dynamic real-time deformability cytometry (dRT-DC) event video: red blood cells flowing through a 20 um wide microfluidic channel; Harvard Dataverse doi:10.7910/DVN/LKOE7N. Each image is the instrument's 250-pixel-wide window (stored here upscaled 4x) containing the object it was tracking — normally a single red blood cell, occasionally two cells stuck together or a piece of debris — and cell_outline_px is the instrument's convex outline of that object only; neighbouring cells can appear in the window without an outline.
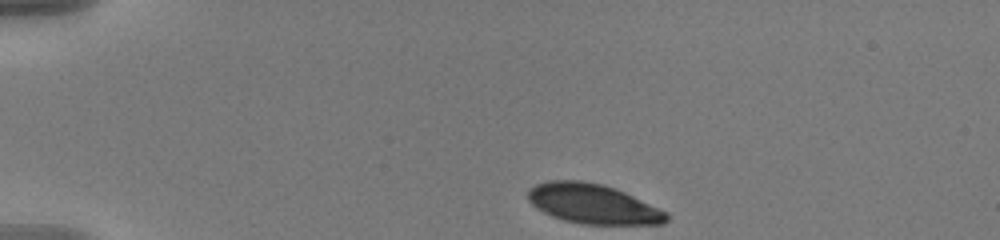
{"species": "human", "species_latin": "Homo sapiens", "temperature_condition": "warm", "stored_images_in_passage": 46, "camera_frame_rate_fps": 3000, "um_per_image_px": 0.085, "donor": {"sex": "male"}, "frame": {"image": 1, "passage_image": 1, "time_ms": 0.0, "image_size_px": [1000, 240], "cell_outline_px": [[668, 220], [664, 224], [580, 224], [564, 220], [552, 216], [536, 208], [528, 200], [528, 188], [536, 184], [548, 180], [580, 180], [604, 184], [616, 188], [668, 212]], "centroid_in_image_um": [50.39, 17.32], "position_along_channel_um": 34.6, "area_um2": 32.25}}
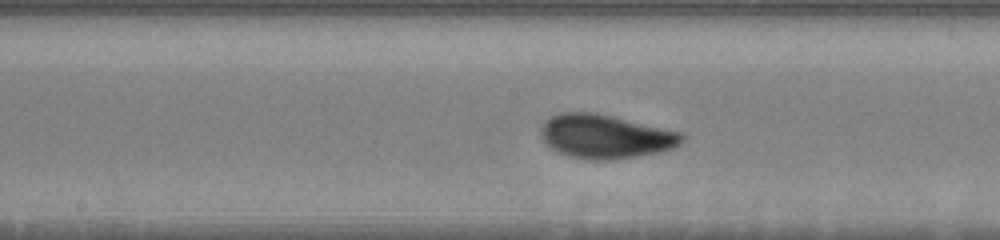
{"frame": {"image": 2, "passage_image": 20, "time_ms": 6.333, "image_size_px": [1000, 240], "cell_outline_px": [[684, 140], [680, 144], [672, 148], [660, 152], [636, 156], [608, 160], [592, 160], [572, 156], [560, 152], [552, 148], [540, 136], [540, 128], [544, 120], [560, 112], [596, 112], [684, 132]], "centroid_in_image_um": [51.48, 11.57], "position_along_channel_um": 196.7, "area_um2": 36.18}}
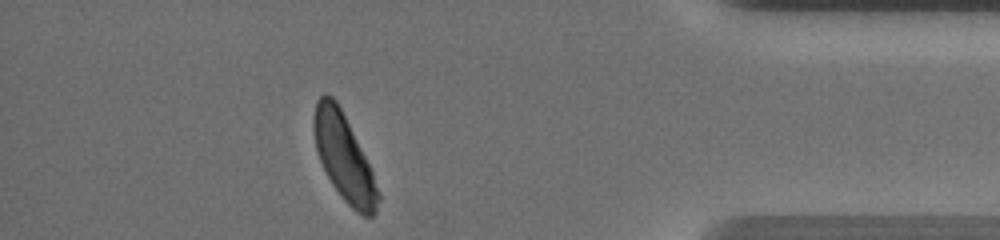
{"frame": {"image": 3, "passage_image": 40, "time_ms": 13.0, "image_size_px": [1000, 240], "cell_outline_px": [[380, 200], [376, 212], [372, 216], [364, 216], [356, 212], [340, 196], [332, 184], [320, 160], [316, 148], [312, 124], [312, 120], [316, 100], [324, 92], [332, 96], [336, 100], [372, 172], [380, 192]], "centroid_in_image_um": [29.22, 13.39], "position_along_channel_um": 406.0, "area_um2": 31.96}, "authors_computed_cell_mechanics": {"area_um2": 34.0153, "velocity_mm_per_s": 3.6125, "shape_relaxation_time_tau1_ms": 2.7719, "shape_relaxation_time_tau2_ms": null, "deformation_change_tau1": 0.1344, "deformation_change_tau2": null}}